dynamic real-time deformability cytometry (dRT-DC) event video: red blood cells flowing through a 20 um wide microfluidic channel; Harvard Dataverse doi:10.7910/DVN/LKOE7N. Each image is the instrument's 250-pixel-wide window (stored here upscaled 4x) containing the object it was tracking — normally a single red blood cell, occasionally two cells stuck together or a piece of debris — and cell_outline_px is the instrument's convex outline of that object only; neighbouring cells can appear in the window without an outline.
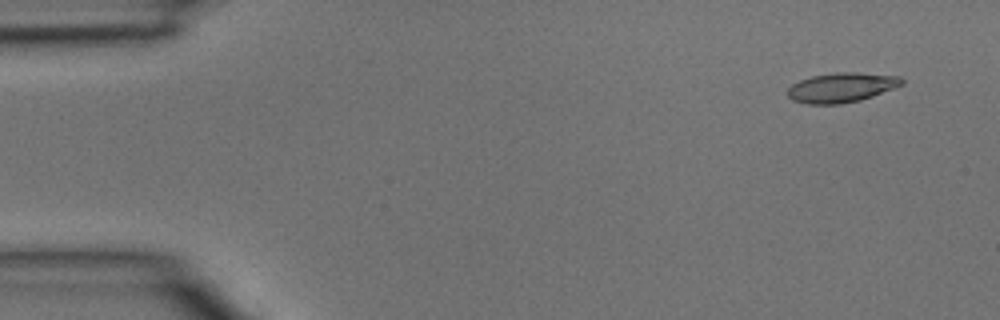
{"species": "common noctule bat (a hibernating species)", "species_latin": "Nyctalus noctula", "temperature_condition": "room temperature", "stored_images_in_passage": 3, "segment_of_instrument_passage": [2, 2], "camera_frame_rate_fps": 3000, "um_per_image_px": 0.085, "animal": {"sex": "male", "body_mass_g": 15.6}, "frame": {"image": 1, "passage_image": 3, "time_ms": 0.667, "image_size_px": [1000, 320], "cell_outline_px": [[904, 84], [872, 96], [860, 100], [840, 104], [808, 104], [792, 100], [788, 96], [788, 88], [792, 84], [800, 80], [812, 76], [836, 72], [860, 72], [900, 76], [904, 80]], "centroid_in_image_um": [71.54, 7.43], "position_along_channel_um": 13.5, "area_um2": 19.77}}